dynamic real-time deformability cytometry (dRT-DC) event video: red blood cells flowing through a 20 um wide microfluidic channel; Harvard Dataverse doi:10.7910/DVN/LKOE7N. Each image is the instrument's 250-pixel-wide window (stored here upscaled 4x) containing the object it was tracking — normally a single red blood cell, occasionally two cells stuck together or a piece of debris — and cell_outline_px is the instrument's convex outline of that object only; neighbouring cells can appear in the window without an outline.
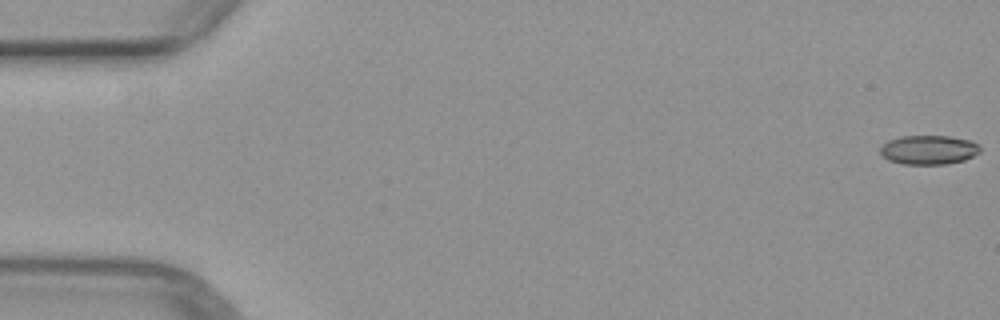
{"species": "common noctule bat (a hibernating species)", "species_latin": "Nyctalus noctula", "temperature_condition": "warm", "stored_images_in_passage": 4, "camera_frame_rate_fps": 3000, "um_per_image_px": 0.085, "animal": {"sex": "female", "body_mass_g": 29.2, "forearm_length_mm": 56.3}, "frame": {"image": 1, "passage_image": 1, "time_ms": 0.0, "image_size_px": [1000, 320], "cell_outline_px": [[980, 152], [964, 160], [948, 164], [904, 164], [888, 160], [880, 156], [880, 148], [888, 140], [900, 136], [948, 136], [972, 140], [980, 148]], "centroid_in_image_um": [78.91, 12.73], "position_along_channel_um": 6.1, "area_um2": 17.05}}